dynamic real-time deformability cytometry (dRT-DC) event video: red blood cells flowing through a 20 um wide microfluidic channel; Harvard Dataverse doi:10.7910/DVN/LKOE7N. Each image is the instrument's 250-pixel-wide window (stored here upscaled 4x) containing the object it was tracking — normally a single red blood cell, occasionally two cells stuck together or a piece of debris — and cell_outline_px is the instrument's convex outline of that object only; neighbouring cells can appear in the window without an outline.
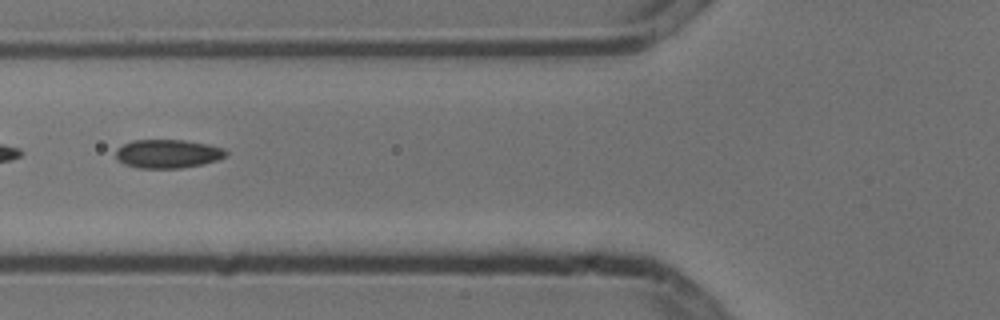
{"species": "common noctule bat (a hibernating species)", "species_latin": "Nyctalus noctula", "temperature_condition": "cold", "stored_images_in_passage": 9, "segment_of_instrument_passage": [2, 2], "camera_frame_rate_fps": 3000, "um_per_image_px": 0.085, "animal": {"sex": "male", "body_mass_g": 13.3}, "frame": {"image": 1, "passage_image": 5, "time_ms": 1.333, "image_size_px": [1000, 320], "cell_outline_px": [[228, 152], [224, 156], [216, 160], [200, 164], [180, 168], [140, 168], [124, 164], [116, 156], [116, 148], [132, 140], [184, 140], [208, 144], [224, 148]], "centroid_in_image_um": [14.24, 13.06], "position_along_channel_um": 111.6, "area_um2": 18.21}}
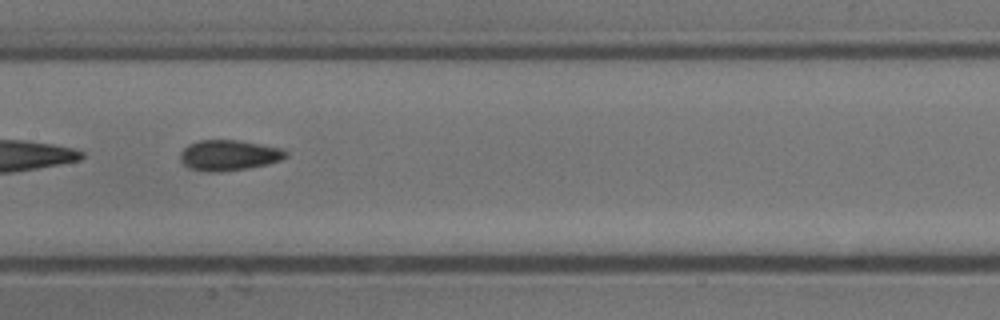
{"frame": {"image": 2, "passage_image": 7, "time_ms": 2.0, "image_size_px": [1000, 320], "cell_outline_px": [[288, 156], [280, 160], [248, 168], [220, 172], [212, 172], [188, 168], [180, 160], [180, 152], [188, 144], [200, 140], [240, 140], [280, 148], [288, 152]], "centroid_in_image_um": [19.43, 13.19], "position_along_channel_um": 188.0, "area_um2": 18.73}}
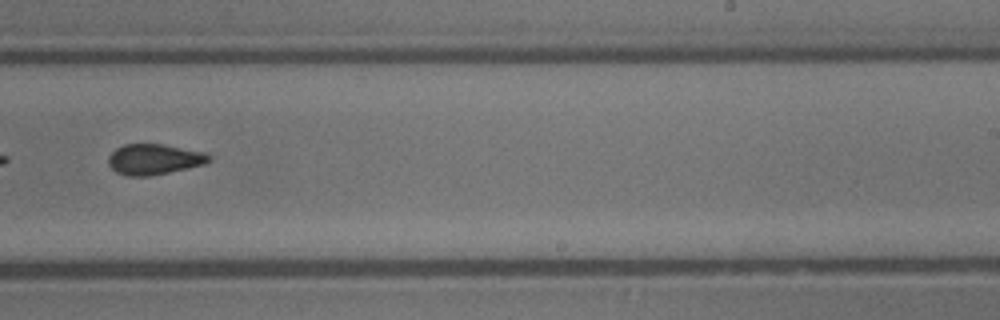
{"frame": {"image": 3, "passage_image": 9, "time_ms": 2.667, "image_size_px": [1000, 320], "cell_outline_px": [[212, 160], [204, 164], [168, 172], [148, 176], [128, 176], [116, 172], [108, 164], [108, 156], [116, 148], [124, 144], [164, 144], [204, 152], [212, 156]], "centroid_in_image_um": [13.1, 13.53], "position_along_channel_um": 275.9, "area_um2": 17.92}}